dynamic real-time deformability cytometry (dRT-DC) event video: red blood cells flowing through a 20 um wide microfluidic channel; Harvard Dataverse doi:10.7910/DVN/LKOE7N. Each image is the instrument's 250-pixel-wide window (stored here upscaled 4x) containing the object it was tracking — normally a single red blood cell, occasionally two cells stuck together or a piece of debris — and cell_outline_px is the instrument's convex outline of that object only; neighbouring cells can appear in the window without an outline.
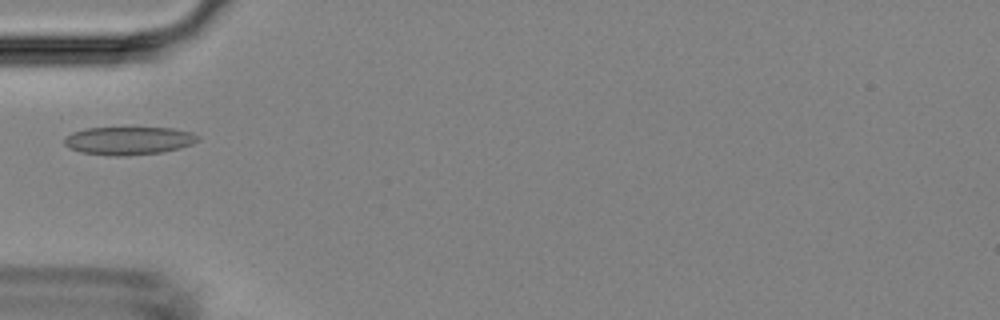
{"species": "Egyptian fruit bat (a non-hibernating species)", "species_latin": "Rousettus aegyptiacus", "temperature_condition": "room temperature", "stored_images_in_passage": 5, "camera_frame_rate_fps": 3000, "um_per_image_px": 0.085, "animal": {"sex": "female"}, "frame": {"image": 1, "passage_image": 5, "time_ms": 4.667, "image_size_px": [1000, 320], "cell_outline_px": [[200, 140], [192, 144], [180, 148], [160, 152], [128, 156], [108, 156], [80, 152], [68, 148], [64, 144], [64, 140], [72, 132], [84, 128], [172, 128], [192, 132], [200, 136]], "centroid_in_image_um": [10.94, 11.96], "position_along_channel_um": 74.1, "area_um2": 22.02}}